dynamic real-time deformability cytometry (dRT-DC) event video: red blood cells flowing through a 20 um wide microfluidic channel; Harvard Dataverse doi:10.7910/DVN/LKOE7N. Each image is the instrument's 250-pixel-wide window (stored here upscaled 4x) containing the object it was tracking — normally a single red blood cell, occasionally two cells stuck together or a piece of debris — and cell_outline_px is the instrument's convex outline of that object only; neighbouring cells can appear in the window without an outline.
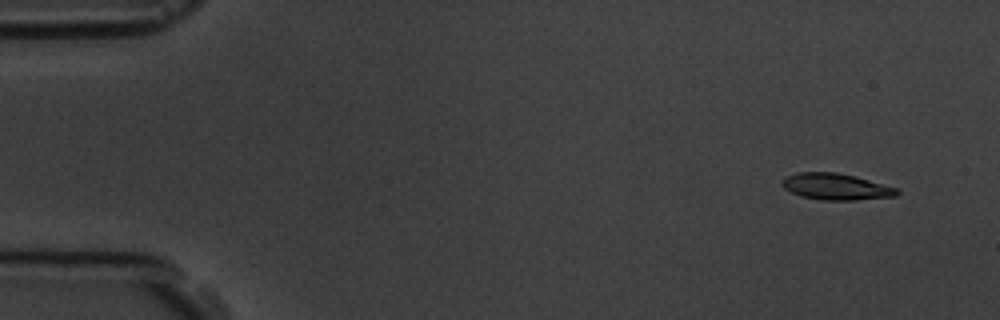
{"species": "common noctule bat (a hibernating species)", "species_latin": "Nyctalus noctula", "temperature_condition": "room temperature", "stored_images_in_passage": 10, "camera_frame_rate_fps": 3000, "um_per_image_px": 0.085, "animal": {"sex": "male", "body_mass_g": 19.5, "forearm_length_mm": 54.6}, "frame": {"image": 1, "passage_image": 2, "time_ms": 1.0, "image_size_px": [1000, 320], "cell_outline_px": [[900, 192], [896, 196], [856, 200], [824, 200], [800, 196], [784, 188], [780, 184], [780, 180], [784, 176], [796, 172], [836, 172], [856, 176], [896, 188]], "centroid_in_image_um": [71.0, 15.85], "position_along_channel_um": 14.0, "area_um2": 17.8}}
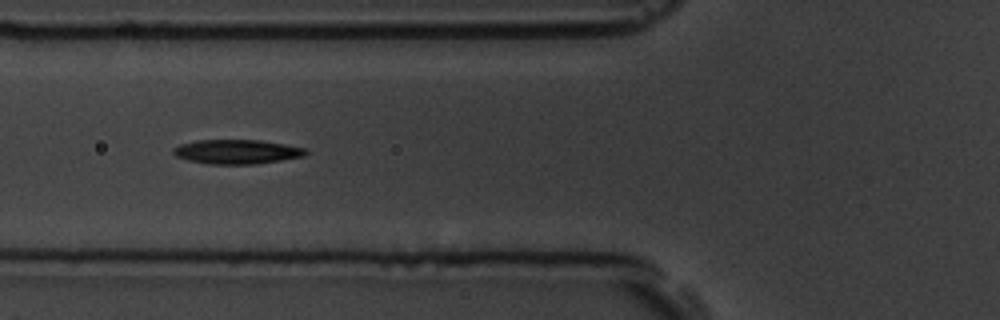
{"frame": {"image": 2, "passage_image": 7, "time_ms": 6.667, "image_size_px": [1000, 320], "cell_outline_px": [[308, 152], [304, 156], [256, 164], [208, 164], [188, 160], [176, 156], [172, 152], [172, 148], [180, 144], [196, 140], [260, 140], [308, 148]], "centroid_in_image_um": [20.13, 12.89], "position_along_channel_um": 105.7, "area_um2": 18.84}}
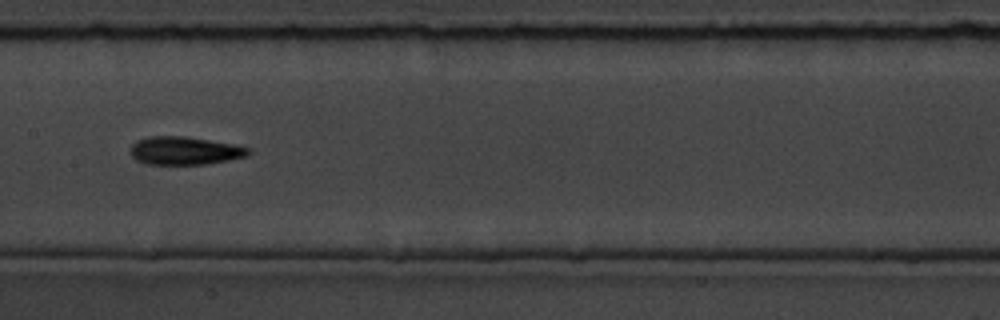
{"frame": {"image": 3, "passage_image": 9, "time_ms": 9.0, "image_size_px": [1000, 320], "cell_outline_px": [[252, 152], [248, 156], [208, 164], [148, 164], [136, 160], [132, 156], [132, 144], [136, 140], [148, 136], [184, 136], [236, 144], [252, 148]], "centroid_in_image_um": [15.76, 12.8], "position_along_channel_um": 191.6, "area_um2": 19.48}}